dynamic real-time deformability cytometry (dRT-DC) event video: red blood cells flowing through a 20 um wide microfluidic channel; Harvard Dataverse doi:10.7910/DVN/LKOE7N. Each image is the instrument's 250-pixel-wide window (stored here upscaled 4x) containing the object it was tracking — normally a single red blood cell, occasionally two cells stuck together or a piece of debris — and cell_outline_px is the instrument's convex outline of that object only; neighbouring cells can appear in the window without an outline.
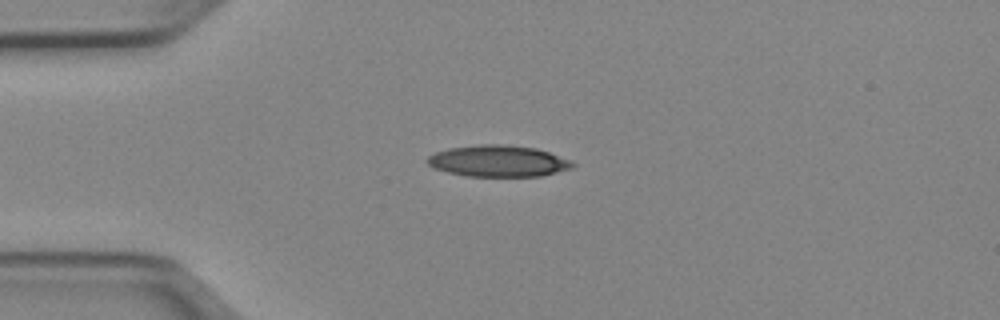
{"species": "Egyptian fruit bat (a non-hibernating species)", "species_latin": "Rousettus aegyptiacus", "temperature_condition": "cold", "stored_images_in_passage": 39, "camera_frame_rate_fps": 3000, "um_per_image_px": 0.085, "animal": {"sex": "female"}, "frame": {"image": 1, "passage_image": 1, "time_ms": 0.0, "image_size_px": [1000, 320], "cell_outline_px": [[576, 164], [572, 168], [540, 176], [468, 176], [448, 172], [432, 168], [424, 160], [428, 156], [436, 152], [448, 148], [480, 144], [500, 144], [536, 148], [548, 152], [568, 160]], "centroid_in_image_um": [42.29, 13.69], "position_along_channel_um": 42.7, "area_um2": 26.47}}
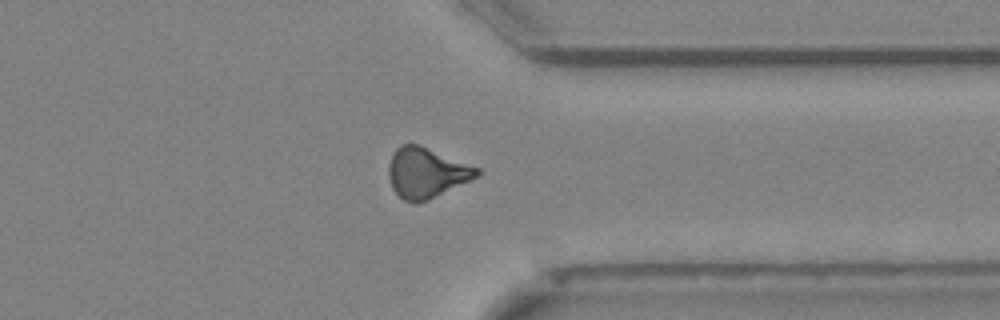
{"frame": {"image": 2, "passage_image": 28, "time_ms": 9.0, "image_size_px": [1000, 320], "cell_outline_px": [[480, 176], [428, 200], [416, 204], [412, 204], [404, 200], [392, 188], [388, 176], [388, 164], [392, 152], [400, 144], [416, 144], [480, 168]], "centroid_in_image_um": [36.22, 14.7], "position_along_channel_um": 375.2, "area_um2": 25.89}}
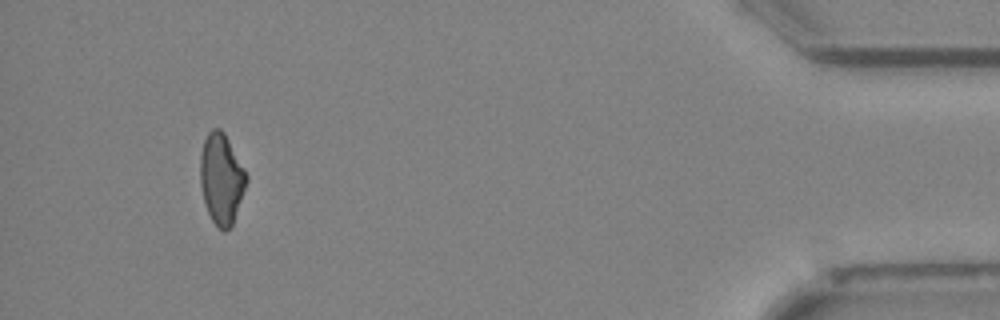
{"frame": {"image": 3, "passage_image": 36, "time_ms": 11.667, "image_size_px": [1000, 320], "cell_outline_px": [[248, 180], [232, 224], [224, 232], [212, 220], [208, 212], [204, 200], [200, 184], [200, 156], [204, 140], [208, 132], [212, 128], [220, 128], [224, 132], [244, 168], [248, 176]], "centroid_in_image_um": [18.81, 15.16], "position_along_channel_um": 416.4, "area_um2": 24.1}, "authors_computed_cell_mechanics": {"area_um2": 25.721, "velocity_mm_per_s": 3.9741, "shape_relaxation_time_tau1_ms": null, "shape_relaxation_time_tau2_ms": 7.7988, "deformation_change_tau1": null, "deformation_change_tau2": 0.1987}}